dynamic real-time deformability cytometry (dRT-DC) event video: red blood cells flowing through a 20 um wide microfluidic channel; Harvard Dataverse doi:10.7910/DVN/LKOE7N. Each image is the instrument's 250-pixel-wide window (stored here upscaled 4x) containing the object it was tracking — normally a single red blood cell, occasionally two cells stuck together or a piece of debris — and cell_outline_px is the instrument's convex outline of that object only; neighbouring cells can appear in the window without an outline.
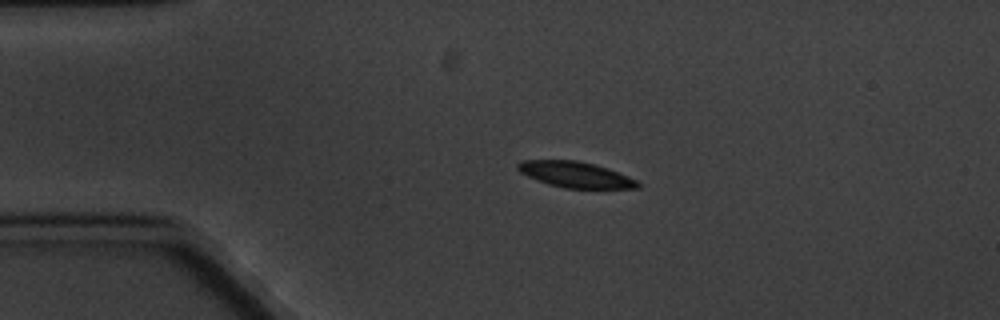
{"species": "common noctule bat (a hibernating species)", "species_latin": "Nyctalus noctula", "temperature_condition": "cold", "stored_images_in_passage": 5, "camera_frame_rate_fps": 3000, "um_per_image_px": 0.085, "animal": {"sex": "male", "body_mass_g": 20.1, "forearm_length_mm": 53.5}, "frame": {"image": 1, "passage_image": 3, "time_ms": 2.333, "image_size_px": [1000, 320], "cell_outline_px": [[640, 188], [564, 188], [548, 184], [536, 180], [520, 172], [516, 168], [516, 164], [520, 160], [576, 160], [608, 168], [636, 180], [640, 184]], "centroid_in_image_um": [48.86, 14.84], "position_along_channel_um": 36.1, "area_um2": 17.98}}
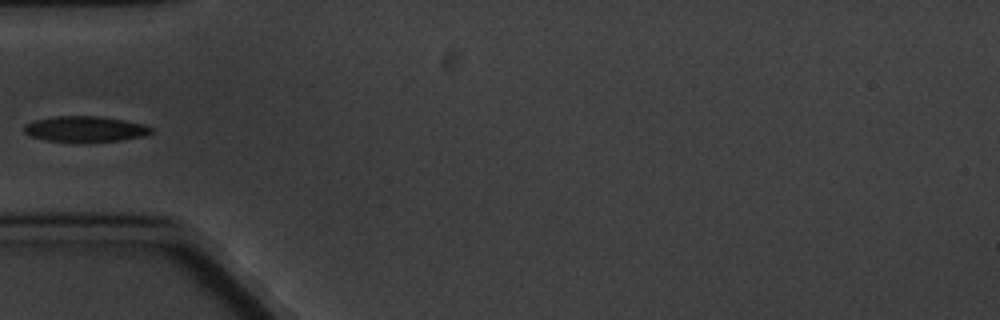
{"frame": {"image": 2, "passage_image": 5, "time_ms": 4.667, "image_size_px": [1000, 320], "cell_outline_px": [[152, 132], [144, 136], [120, 140], [88, 144], [84, 144], [48, 140], [32, 136], [24, 132], [24, 124], [36, 120], [52, 116], [96, 116], [124, 120], [144, 124], [152, 128]], "centroid_in_image_um": [7.24, 10.99], "position_along_channel_um": 77.8, "area_um2": 19.42}}